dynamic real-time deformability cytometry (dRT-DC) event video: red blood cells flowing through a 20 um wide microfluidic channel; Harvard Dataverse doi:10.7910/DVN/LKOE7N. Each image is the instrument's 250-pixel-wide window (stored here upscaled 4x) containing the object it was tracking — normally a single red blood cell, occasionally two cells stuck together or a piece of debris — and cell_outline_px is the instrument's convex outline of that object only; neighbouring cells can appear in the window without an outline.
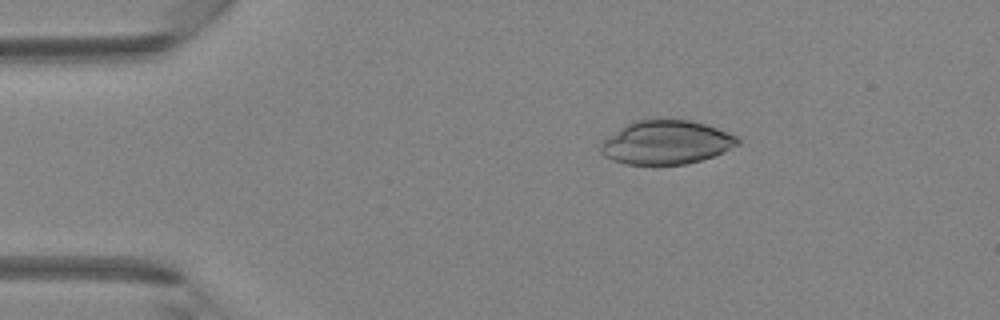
{"species": "Egyptian fruit bat (a non-hibernating species)", "species_latin": "Rousettus aegyptiacus", "temperature_condition": "room temperature", "stored_images_in_passage": 37, "camera_frame_rate_fps": 3000, "um_per_image_px": 0.085, "animal": {"sex": "female"}, "frame": {"image": 1, "passage_image": 3, "time_ms": 0.667, "image_size_px": [1000, 320], "cell_outline_px": [[740, 144], [724, 152], [700, 160], [684, 164], [624, 164], [612, 160], [604, 156], [600, 152], [600, 144], [608, 136], [620, 128], [636, 120], [688, 120], [704, 124], [728, 132], [736, 136], [740, 140]], "centroid_in_image_um": [56.62, 12.11], "position_along_channel_um": 28.4, "area_um2": 34.62}}
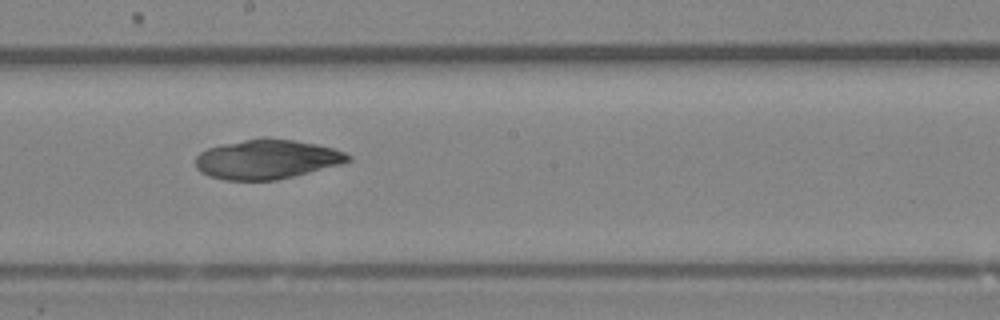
{"frame": {"image": 2, "passage_image": 19, "time_ms": 6.0, "image_size_px": [1000, 320], "cell_outline_px": [[352, 160], [340, 164], [276, 180], [224, 180], [208, 176], [200, 172], [196, 168], [196, 156], [200, 152], [208, 148], [224, 144], [244, 140], [292, 140], [316, 144], [332, 148], [344, 152], [352, 156]], "centroid_in_image_um": [22.66, 13.57], "position_along_channel_um": 225.5, "area_um2": 34.28}}
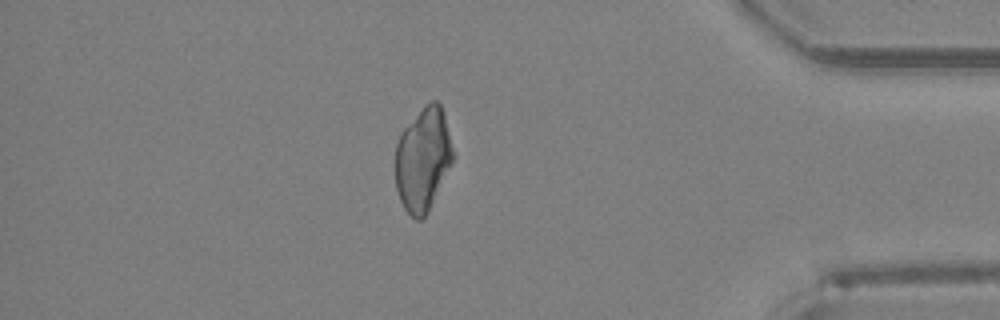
{"frame": {"image": 3, "passage_image": 32, "time_ms": 10.333, "image_size_px": [1000, 320], "cell_outline_px": [[456, 156], [428, 212], [420, 220], [416, 220], [404, 208], [400, 200], [396, 188], [396, 144], [400, 132], [424, 104], [432, 100], [436, 100], [440, 104], [444, 116]], "centroid_in_image_um": [35.97, 13.52], "position_along_channel_um": 399.2, "area_um2": 34.97}}